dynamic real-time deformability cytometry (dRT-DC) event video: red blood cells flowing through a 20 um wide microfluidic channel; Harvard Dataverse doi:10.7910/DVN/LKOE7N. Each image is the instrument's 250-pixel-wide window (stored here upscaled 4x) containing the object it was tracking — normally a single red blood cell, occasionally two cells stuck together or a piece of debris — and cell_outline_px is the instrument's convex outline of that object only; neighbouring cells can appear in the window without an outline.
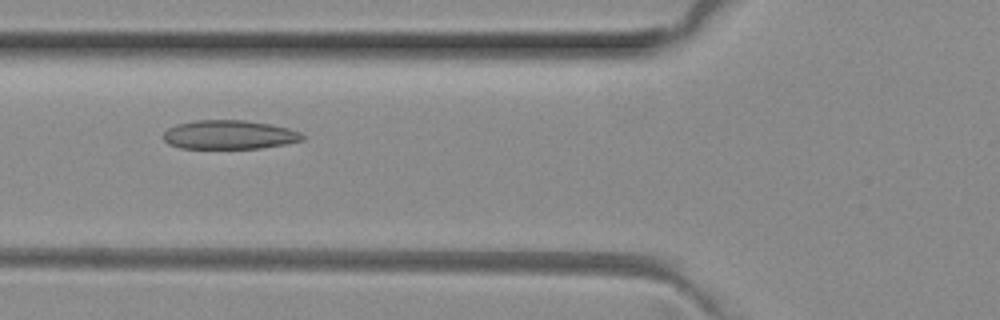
{"species": "common noctule bat (a hibernating species)", "species_latin": "Nyctalus noctula", "temperature_condition": "room temperature", "stored_images_in_passage": 3, "camera_frame_rate_fps": 3000, "um_per_image_px": 0.085, "animal": {"sex": "female", "body_mass_g": 29.2, "forearm_length_mm": 56.3}, "frame": {"image": 1, "passage_image": 3, "time_ms": 0.667, "image_size_px": [1000, 320], "cell_outline_px": [[304, 140], [284, 144], [260, 148], [180, 148], [168, 144], [164, 140], [164, 132], [168, 128], [176, 124], [196, 120], [244, 120], [272, 124], [288, 128], [300, 132], [304, 136]], "centroid_in_image_um": [19.48, 11.45], "position_along_channel_um": 106.3, "area_um2": 23.47}}